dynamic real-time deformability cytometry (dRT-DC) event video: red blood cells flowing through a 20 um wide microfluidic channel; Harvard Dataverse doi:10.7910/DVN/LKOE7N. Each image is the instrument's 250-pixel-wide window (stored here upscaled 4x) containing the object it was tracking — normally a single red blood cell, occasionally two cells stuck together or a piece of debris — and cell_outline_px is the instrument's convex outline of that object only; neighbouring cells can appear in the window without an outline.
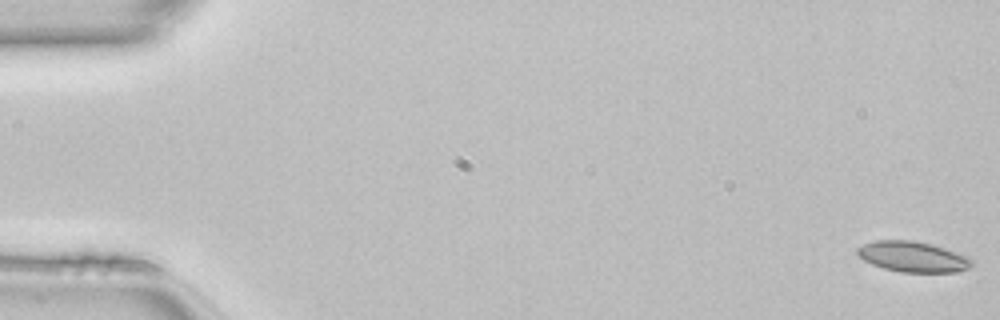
{"species": "common noctule bat (a hibernating species)", "species_latin": "Nyctalus noctula", "temperature_condition": "room temperature", "stored_images_in_passage": 50, "camera_frame_rate_fps": 3000, "um_per_image_px": 0.085, "animal": {"sex": "female", "body_mass_g": 22.7, "forearm_length_mm": 54.2}, "frame": {"image": 1, "passage_image": 1, "time_ms": 0.0, "image_size_px": [1000, 320], "cell_outline_px": [[972, 264], [968, 268], [956, 272], [900, 272], [884, 268], [872, 264], [864, 260], [856, 252], [856, 248], [864, 244], [876, 240], [912, 240], [932, 244], [968, 256], [972, 260]], "centroid_in_image_um": [77.58, 21.82], "position_along_channel_um": 7.4, "area_um2": 20.29}}
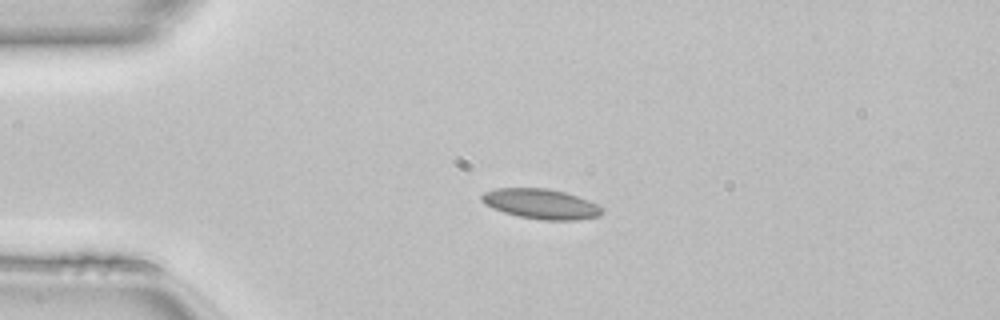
{"frame": {"image": 2, "passage_image": 12, "time_ms": 3.667, "image_size_px": [1000, 320], "cell_outline_px": [[604, 212], [600, 216], [576, 220], [540, 220], [516, 216], [492, 208], [484, 204], [480, 200], [480, 196], [484, 192], [496, 188], [548, 188], [564, 192], [588, 200], [596, 204]], "centroid_in_image_um": [45.94, 17.34], "position_along_channel_um": 39.1, "area_um2": 21.15}}
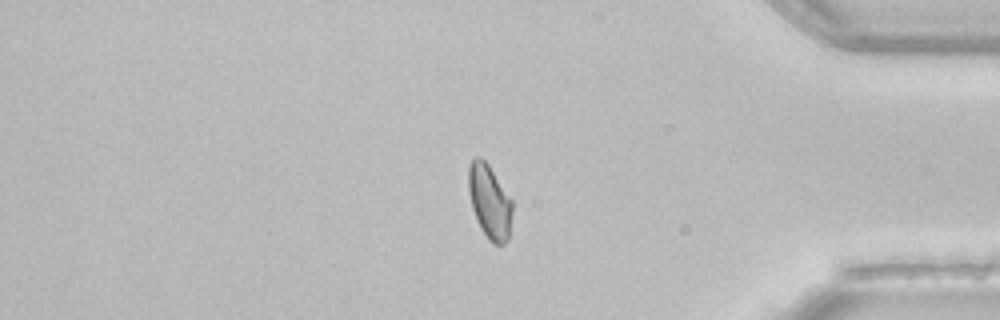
{"frame": {"image": 3, "passage_image": 42, "time_ms": 13.667, "image_size_px": [1000, 320], "cell_outline_px": [[512, 212], [508, 240], [504, 244], [492, 244], [488, 240], [480, 228], [476, 220], [472, 208], [468, 192], [468, 164], [476, 156], [480, 156], [488, 164], [512, 200]], "centroid_in_image_um": [41.59, 17.15], "position_along_channel_um": 393.6, "area_um2": 19.07}, "authors_computed_cell_mechanics": {"area_um2": 19.8543, "velocity_mm_per_s": 4.1371, "shape_relaxation_time_tau1_ms": 5.1603, "shape_relaxation_time_tau2_ms": 2.039, "deformation_change_tau1": 0.1068, "deformation_change_tau2": 0.0521}}